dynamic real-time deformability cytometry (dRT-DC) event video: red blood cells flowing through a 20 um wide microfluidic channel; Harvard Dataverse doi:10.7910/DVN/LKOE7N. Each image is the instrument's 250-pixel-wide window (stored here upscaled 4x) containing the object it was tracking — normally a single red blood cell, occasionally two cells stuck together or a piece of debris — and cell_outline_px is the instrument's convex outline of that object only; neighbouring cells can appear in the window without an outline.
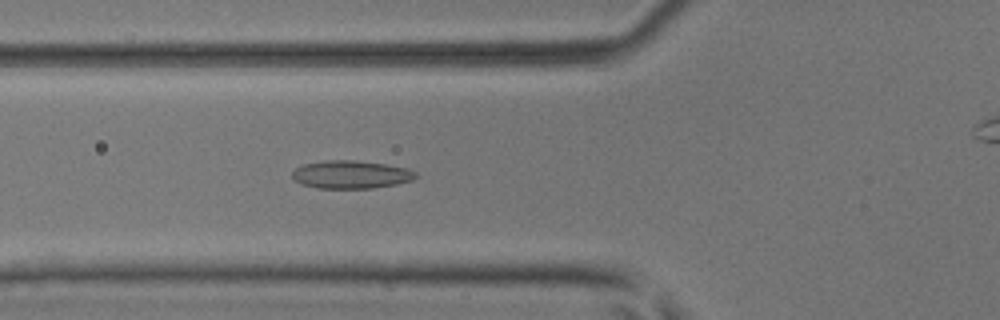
{"species": "common noctule bat (a hibernating species)", "species_latin": "Nyctalus noctula", "temperature_condition": "room temperature", "stored_images_in_passage": 51, "camera_frame_rate_fps": 3000, "um_per_image_px": 0.085, "animal": {"sex": "male", "body_mass_g": 17.9, "forearm_length_mm": 54.2}, "frame": {"image": 1, "passage_image": 19, "time_ms": 6.0, "image_size_px": [1000, 320], "cell_outline_px": [[416, 176], [412, 180], [396, 184], [372, 188], [316, 188], [304, 184], [296, 180], [292, 176], [292, 172], [296, 168], [304, 164], [324, 160], [356, 160], [384, 164], [408, 168], [416, 172]], "centroid_in_image_um": [29.84, 14.83], "position_along_channel_um": 96.0, "area_um2": 20.0}}
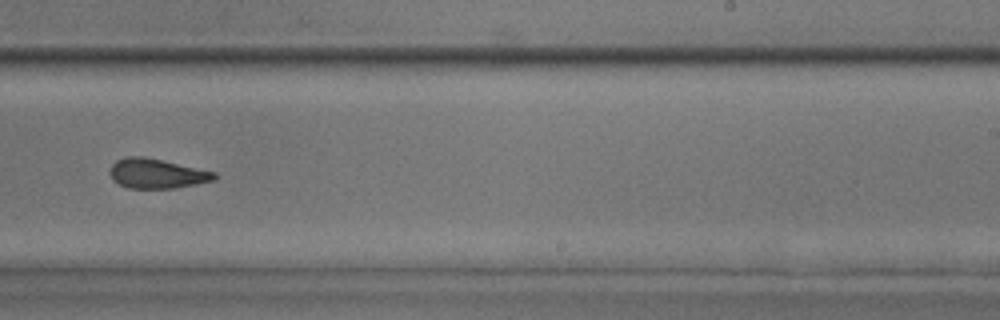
{"frame": {"image": 2, "passage_image": 32, "time_ms": 10.333, "image_size_px": [1000, 320], "cell_outline_px": [[216, 176], [212, 180], [196, 184], [172, 188], [128, 188], [112, 180], [108, 172], [112, 164], [116, 160], [124, 156], [144, 156], [216, 172]], "centroid_in_image_um": [13.26, 14.74], "position_along_channel_um": 275.7, "area_um2": 18.03}}
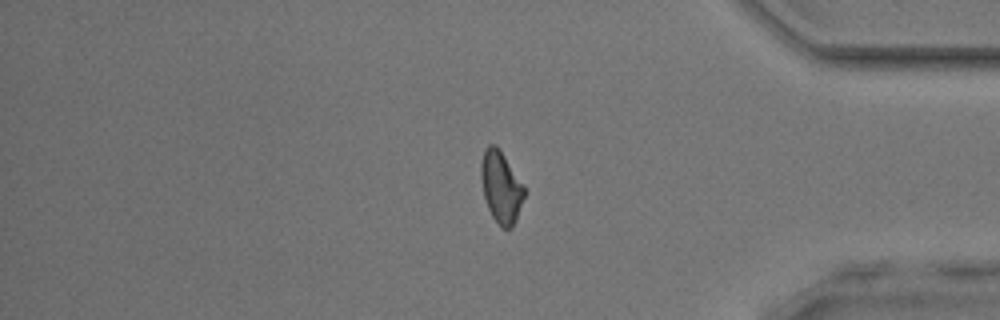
{"frame": {"image": 3, "passage_image": 42, "time_ms": 13.667, "image_size_px": [1000, 320], "cell_outline_px": [[524, 196], [516, 220], [512, 228], [500, 228], [492, 216], [488, 208], [484, 196], [480, 176], [480, 164], [484, 148], [488, 144], [496, 144], [500, 148], [524, 188]], "centroid_in_image_um": [42.55, 15.88], "position_along_channel_um": 392.7, "area_um2": 18.03}, "authors_computed_cell_mechanics": {"area_um2": 18.7272, "velocity_mm_per_s": 4.1556, "shape_relaxation_time_tau1_ms": null, "shape_relaxation_time_tau2_ms": 2.2641, "deformation_change_tau1": null, "deformation_change_tau2": 0.0916}}